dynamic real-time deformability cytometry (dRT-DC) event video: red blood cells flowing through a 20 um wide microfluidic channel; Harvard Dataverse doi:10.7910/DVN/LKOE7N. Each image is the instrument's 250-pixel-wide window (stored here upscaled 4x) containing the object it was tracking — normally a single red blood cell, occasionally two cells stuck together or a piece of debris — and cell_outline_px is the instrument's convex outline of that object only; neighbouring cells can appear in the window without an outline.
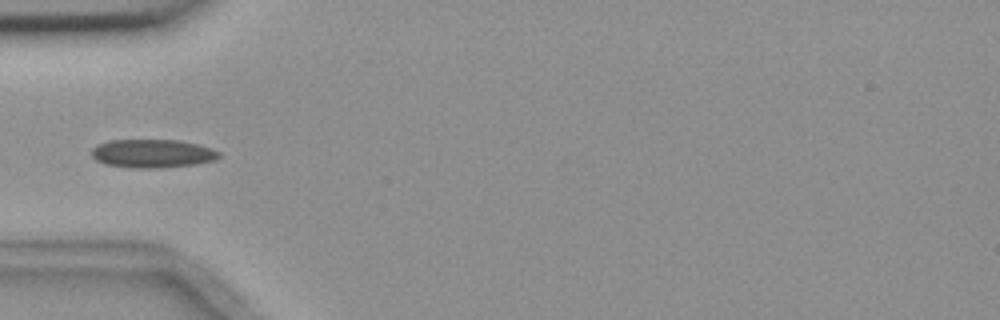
{"species": "common noctule bat (a hibernating species)", "species_latin": "Nyctalus noctula", "temperature_condition": "room temperature", "stored_images_in_passage": 5, "camera_frame_rate_fps": 3000, "um_per_image_px": 0.085, "animal": {"sex": "female", "body_mass_g": 18.4}, "frame": {"image": 1, "passage_image": 5, "time_ms": 5.0, "image_size_px": [1000, 320], "cell_outline_px": [[220, 156], [216, 160], [196, 164], [160, 168], [132, 168], [104, 164], [96, 160], [92, 156], [92, 148], [96, 144], [112, 140], [176, 140], [196, 144], [212, 148], [220, 152]], "centroid_in_image_um": [12.95, 13.05], "position_along_channel_um": 72.0, "area_um2": 21.21}}